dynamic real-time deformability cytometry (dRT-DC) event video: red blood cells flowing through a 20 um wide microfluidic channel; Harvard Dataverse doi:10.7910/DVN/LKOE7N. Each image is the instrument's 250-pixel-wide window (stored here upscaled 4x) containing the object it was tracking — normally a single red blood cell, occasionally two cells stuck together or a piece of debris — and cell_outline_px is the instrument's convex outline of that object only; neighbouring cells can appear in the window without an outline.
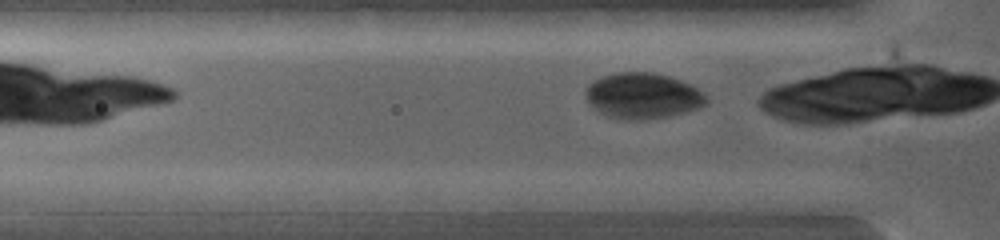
{"species": "common noctule bat (a hibernating species)", "species_latin": "Nyctalus noctula", "temperature_condition": "warm", "stored_images_in_passage": 3, "camera_frame_rate_fps": 5000, "um_per_image_px": 0.085, "animal": {"sex": "female", "body_mass_g": 19.0, "forearm_length_mm": 53.3}, "frame": {"image": 1, "passage_image": 3, "time_ms": 0.8, "image_size_px": [1000, 240], "cell_outline_px": [[704, 104], [700, 108], [668, 116], [640, 120], [628, 120], [608, 116], [592, 108], [588, 100], [588, 84], [604, 76], [616, 72], [652, 72], [668, 76], [680, 80], [696, 88], [704, 96]], "centroid_in_image_um": [54.61, 8.15], "position_along_channel_um": 71.2, "area_um2": 31.5}}